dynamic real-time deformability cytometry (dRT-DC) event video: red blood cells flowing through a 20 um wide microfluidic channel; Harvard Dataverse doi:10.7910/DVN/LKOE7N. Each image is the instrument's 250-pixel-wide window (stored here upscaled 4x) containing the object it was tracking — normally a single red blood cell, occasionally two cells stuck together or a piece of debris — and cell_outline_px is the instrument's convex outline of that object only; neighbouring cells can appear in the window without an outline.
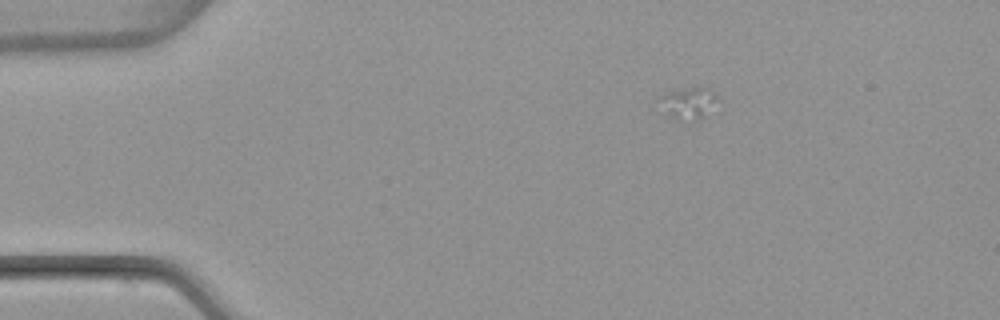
{"species": "common noctule bat (a hibernating species)", "species_latin": "Nyctalus noctula", "temperature_condition": "warm", "stored_images_in_passage": 4, "camera_frame_rate_fps": 3000, "um_per_image_px": 0.085, "animal": {"sex": "female", "body_mass_g": 22.7, "forearm_length_mm": 54.2}, "frame": {"image": 1, "passage_image": 2, "time_ms": 3.0, "image_size_px": [1000, 320], "cell_outline_px": [[720, 100], [700, 120], [676, 120], [668, 116], [656, 100], [668, 92], [688, 88], [708, 88]], "centroid_in_image_um": [58.49, 8.79], "position_along_channel_um": 26.5, "area_um2": 10.69}}